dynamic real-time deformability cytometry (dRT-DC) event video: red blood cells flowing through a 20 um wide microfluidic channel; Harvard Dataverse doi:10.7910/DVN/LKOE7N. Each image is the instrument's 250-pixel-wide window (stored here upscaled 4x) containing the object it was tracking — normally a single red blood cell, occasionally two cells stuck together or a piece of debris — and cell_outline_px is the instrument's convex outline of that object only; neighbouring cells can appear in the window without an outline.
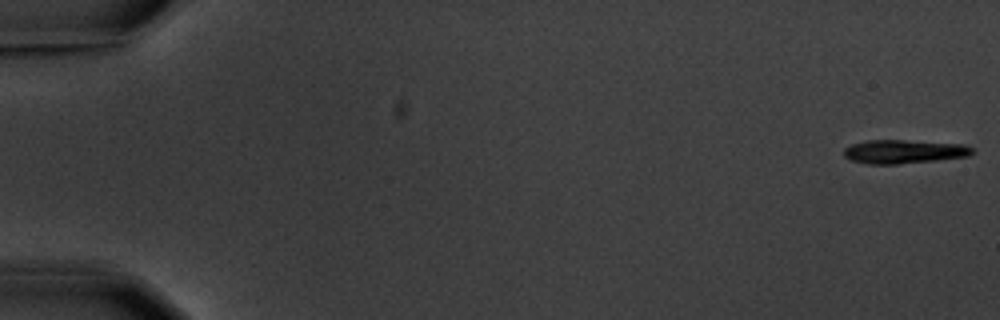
{"species": "common noctule bat (a hibernating species)", "species_latin": "Nyctalus noctula", "temperature_condition": "warm", "stored_images_in_passage": 6, "camera_frame_rate_fps": 3000, "um_per_image_px": 0.085, "animal": {"sex": "male", "body_mass_g": 20.1, "forearm_length_mm": 53.5}, "frame": {"image": 1, "passage_image": 1, "time_ms": 0.0, "image_size_px": [1000, 320], "cell_outline_px": [[976, 152], [968, 156], [936, 160], [896, 164], [868, 164], [852, 160], [844, 156], [844, 148], [852, 144], [868, 140], [904, 140], [964, 144], [972, 148]], "centroid_in_image_um": [76.85, 12.88], "position_along_channel_um": 8.2, "area_um2": 17.69}}
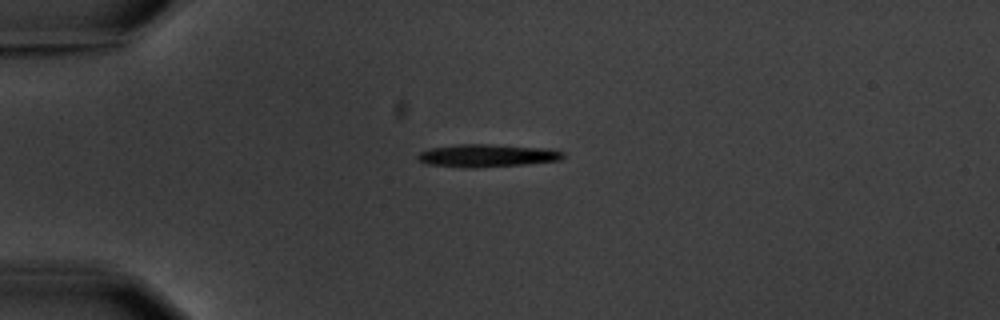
{"frame": {"image": 2, "passage_image": 5, "time_ms": 4.667, "image_size_px": [1000, 320], "cell_outline_px": [[564, 156], [560, 160], [520, 164], [476, 168], [464, 168], [428, 164], [420, 160], [416, 156], [420, 152], [432, 148], [456, 144], [488, 144], [544, 148], [564, 152]], "centroid_in_image_um": [41.36, 13.22], "position_along_channel_um": 43.6, "area_um2": 19.02}}